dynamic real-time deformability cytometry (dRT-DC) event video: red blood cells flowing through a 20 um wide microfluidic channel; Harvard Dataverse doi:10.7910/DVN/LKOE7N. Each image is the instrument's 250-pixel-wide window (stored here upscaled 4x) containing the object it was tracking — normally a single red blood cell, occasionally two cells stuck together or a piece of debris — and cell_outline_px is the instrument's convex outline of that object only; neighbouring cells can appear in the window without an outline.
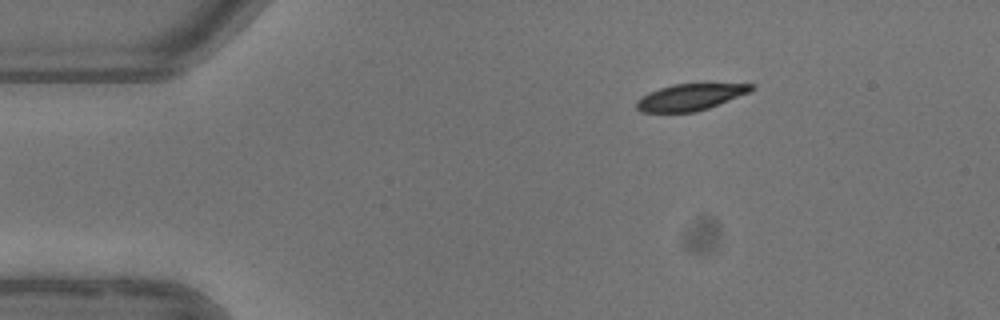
{"species": "common noctule bat (a hibernating species)", "species_latin": "Nyctalus noctula", "temperature_condition": "warm", "stored_images_in_passage": 3, "camera_frame_rate_fps": 3000, "um_per_image_px": 0.085, "animal": {"sex": "female"}, "frame": {"image": 1, "passage_image": 1, "time_ms": 0.0, "image_size_px": [1000, 320], "cell_outline_px": [[756, 88], [748, 92], [708, 108], [696, 112], [640, 112], [636, 108], [636, 100], [640, 96], [648, 92], [672, 84], [756, 84]], "centroid_in_image_um": [58.61, 8.26], "position_along_channel_um": 26.4, "area_um2": 17.63}}